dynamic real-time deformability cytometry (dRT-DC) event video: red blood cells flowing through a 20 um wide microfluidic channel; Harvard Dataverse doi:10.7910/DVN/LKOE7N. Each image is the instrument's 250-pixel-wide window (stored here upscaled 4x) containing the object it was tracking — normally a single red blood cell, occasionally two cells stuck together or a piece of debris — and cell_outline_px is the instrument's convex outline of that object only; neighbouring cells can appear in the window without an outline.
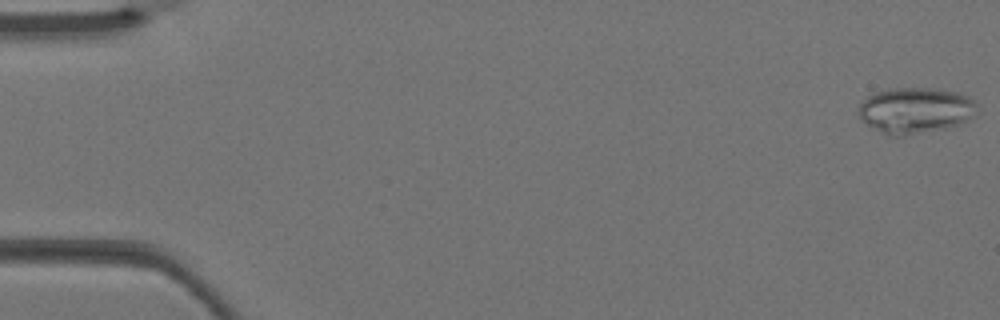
{"species": "Egyptian fruit bat (a non-hibernating species)", "species_latin": "Rousettus aegyptiacus", "temperature_condition": "warm", "stored_images_in_passage": 3, "camera_frame_rate_fps": 3000, "um_per_image_px": 0.085, "animal": {"sex": "female"}, "frame": {"image": 1, "passage_image": 1, "time_ms": 0.0, "image_size_px": [1000, 320], "cell_outline_px": [[980, 112], [976, 116], [960, 124], [944, 128], [904, 136], [888, 136], [860, 120], [860, 104], [868, 96], [876, 92], [888, 88], [936, 88], [960, 92], [968, 96], [980, 104]], "centroid_in_image_um": [77.9, 9.37], "position_along_channel_um": 7.1, "area_um2": 32.25}}